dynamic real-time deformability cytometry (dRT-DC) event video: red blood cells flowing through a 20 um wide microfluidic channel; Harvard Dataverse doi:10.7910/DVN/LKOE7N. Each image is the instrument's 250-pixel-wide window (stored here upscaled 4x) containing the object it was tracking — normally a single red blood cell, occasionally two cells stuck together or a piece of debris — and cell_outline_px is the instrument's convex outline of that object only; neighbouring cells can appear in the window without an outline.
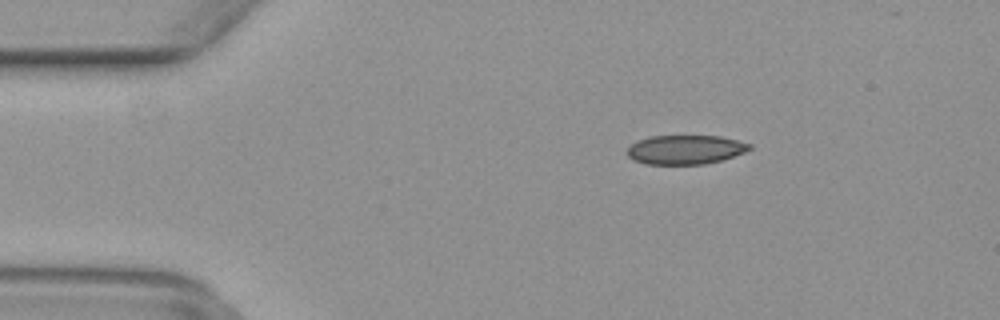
{"species": "common noctule bat (a hibernating species)", "species_latin": "Nyctalus noctula", "temperature_condition": "warm", "stored_images_in_passage": 46, "camera_frame_rate_fps": 3000, "um_per_image_px": 0.085, "animal": {"sex": "female", "body_mass_g": 29.2, "forearm_length_mm": 56.3}, "frame": {"image": 1, "passage_image": 9, "time_ms": 2.667, "image_size_px": [1000, 320], "cell_outline_px": [[752, 148], [744, 152], [720, 160], [704, 164], [648, 164], [632, 160], [624, 152], [636, 140], [652, 136], [720, 136], [752, 144]], "centroid_in_image_um": [58.21, 12.71], "position_along_channel_um": 26.8, "area_um2": 20.75}}
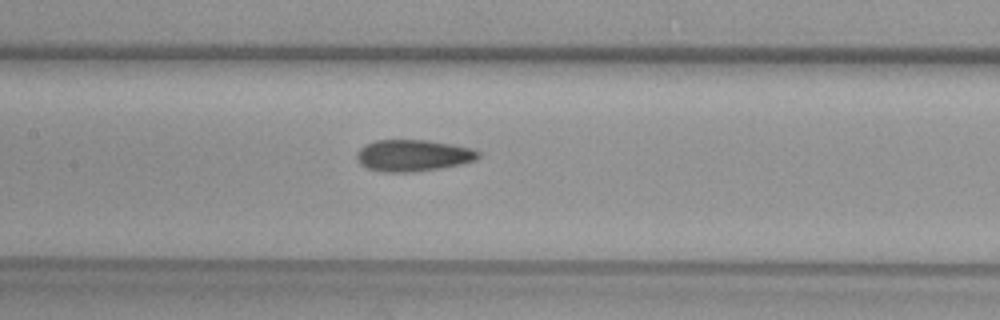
{"frame": {"image": 2, "passage_image": 24, "time_ms": 7.667, "image_size_px": [1000, 320], "cell_outline_px": [[480, 156], [476, 160], [460, 164], [440, 168], [412, 172], [380, 172], [368, 168], [360, 164], [356, 160], [356, 152], [364, 144], [376, 140], [428, 140], [452, 144], [472, 148], [480, 152]], "centroid_in_image_um": [35.08, 13.21], "position_along_channel_um": 172.3, "area_um2": 22.6}}
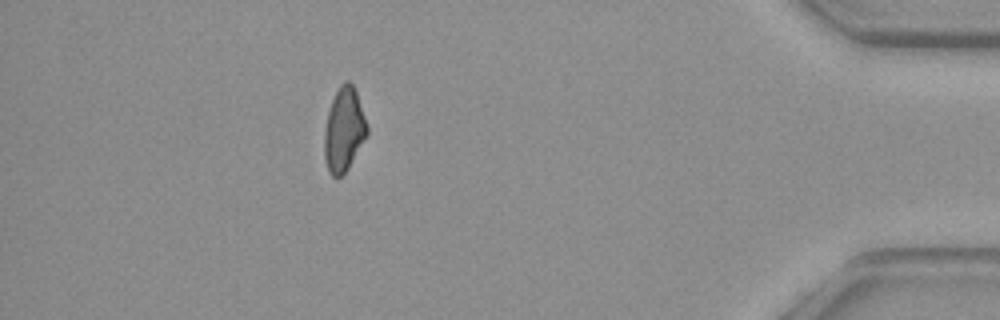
{"frame": {"image": 3, "passage_image": 45, "time_ms": 14.667, "image_size_px": [1000, 320], "cell_outline_px": [[368, 136], [348, 168], [340, 176], [332, 176], [328, 172], [324, 156], [324, 132], [328, 112], [332, 100], [340, 84], [344, 80], [348, 80], [352, 84], [356, 92], [368, 128]], "centroid_in_image_um": [29.23, 11.03], "position_along_channel_um": 406.0, "area_um2": 20.81}}